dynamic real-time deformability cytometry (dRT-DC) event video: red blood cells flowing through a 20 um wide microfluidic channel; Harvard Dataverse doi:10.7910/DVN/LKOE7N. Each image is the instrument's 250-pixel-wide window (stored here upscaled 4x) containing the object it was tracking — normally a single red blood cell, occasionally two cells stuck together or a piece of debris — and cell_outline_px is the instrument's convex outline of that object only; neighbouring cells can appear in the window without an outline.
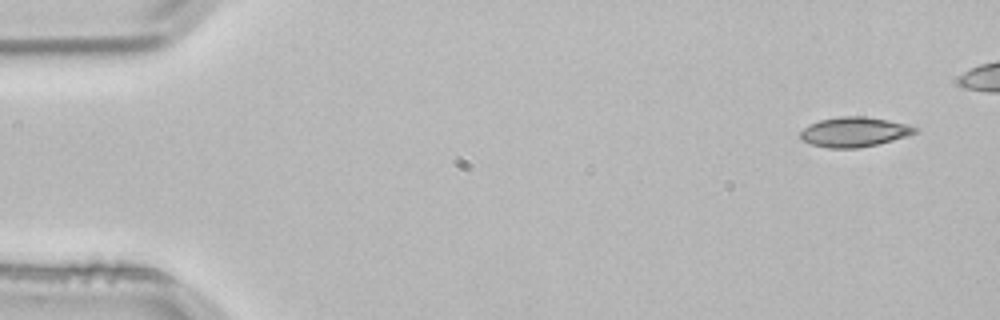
{"species": "common noctule bat (a hibernating species)", "species_latin": "Nyctalus noctula", "temperature_condition": "room temperature", "stored_images_in_passage": 3, "segment_of_instrument_passage": [2, 2], "camera_frame_rate_fps": 3000, "um_per_image_px": 0.085, "animal": {"sex": "male", "body_mass_g": 21.5, "forearm_length_mm": 52.0}, "frame": {"image": 1, "passage_image": 3, "time_ms": 0.667, "image_size_px": [1000, 320], "cell_outline_px": [[920, 128], [916, 132], [892, 140], [860, 148], [828, 148], [812, 144], [800, 140], [800, 132], [808, 124], [820, 120], [840, 116], [864, 116], [888, 120], [908, 124]], "centroid_in_image_um": [72.58, 11.21], "position_along_channel_um": 12.4, "area_um2": 19.88}}